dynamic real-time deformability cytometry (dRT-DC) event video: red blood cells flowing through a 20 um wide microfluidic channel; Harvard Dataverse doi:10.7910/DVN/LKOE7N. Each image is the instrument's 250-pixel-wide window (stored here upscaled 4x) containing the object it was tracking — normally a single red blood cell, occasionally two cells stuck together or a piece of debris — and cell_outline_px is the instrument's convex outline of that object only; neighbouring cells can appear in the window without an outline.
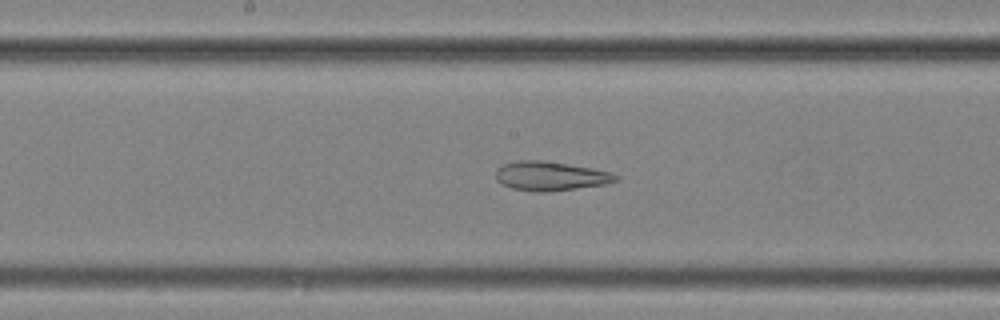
{"species": "common noctule bat (a hibernating species)", "species_latin": "Nyctalus noctula", "temperature_condition": "cold", "stored_images_in_passage": 41, "camera_frame_rate_fps": 3000, "um_per_image_px": 0.085, "animal": {"sex": "female", "body_mass_g": 25.1}, "frame": {"image": 1, "passage_image": 25, "time_ms": 8.0, "image_size_px": [1000, 320], "cell_outline_px": [[620, 180], [604, 184], [548, 192], [540, 192], [512, 188], [500, 184], [496, 180], [496, 168], [504, 164], [520, 160], [540, 160], [568, 164], [592, 168], [612, 172], [620, 176]], "centroid_in_image_um": [46.8, 14.96], "position_along_channel_um": 201.4, "area_um2": 20.4}}
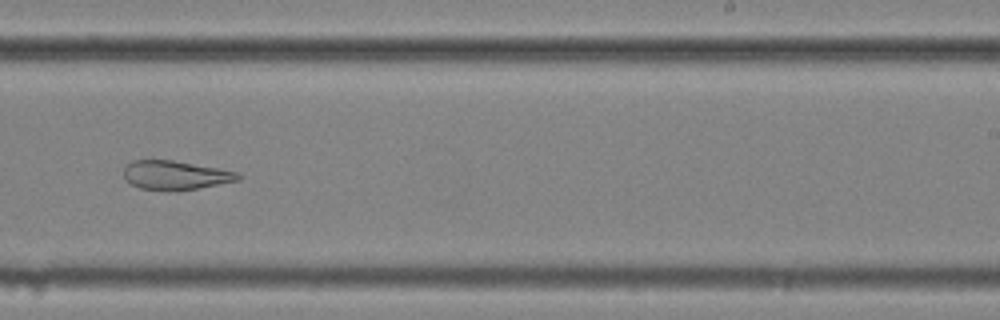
{"frame": {"image": 2, "passage_image": 31, "time_ms": 10.0, "image_size_px": [1000, 320], "cell_outline_px": [[240, 180], [176, 192], [168, 192], [140, 188], [132, 184], [124, 176], [124, 168], [132, 160], [172, 160], [220, 168], [236, 172], [240, 176]], "centroid_in_image_um": [14.91, 14.9], "position_along_channel_um": 274.1, "area_um2": 19.42}}
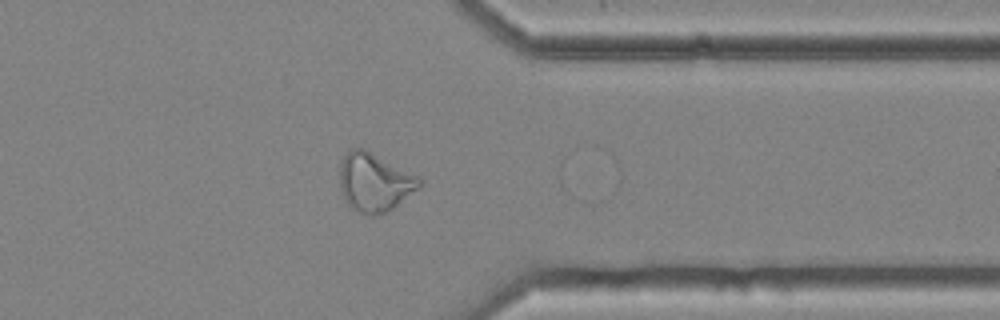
{"frame": {"image": 3, "passage_image": 40, "time_ms": 13.0, "image_size_px": [1000, 320], "cell_outline_px": [[424, 180], [420, 188], [392, 208], [384, 212], [372, 216], [356, 212], [348, 204], [340, 188], [340, 164], [344, 156], [352, 148], [364, 148]], "centroid_in_image_um": [31.83, 15.5], "position_along_channel_um": 379.6, "area_um2": 26.82}, "authors_computed_cell_mechanics": {"area_um2": 24.0448, "velocity_mm_per_s": 3.6517, "shape_relaxation_time_tau1_ms": null, "shape_relaxation_time_tau2_ms": 3.0229, "deformation_change_tau1": null, "deformation_change_tau2": 0.108}}